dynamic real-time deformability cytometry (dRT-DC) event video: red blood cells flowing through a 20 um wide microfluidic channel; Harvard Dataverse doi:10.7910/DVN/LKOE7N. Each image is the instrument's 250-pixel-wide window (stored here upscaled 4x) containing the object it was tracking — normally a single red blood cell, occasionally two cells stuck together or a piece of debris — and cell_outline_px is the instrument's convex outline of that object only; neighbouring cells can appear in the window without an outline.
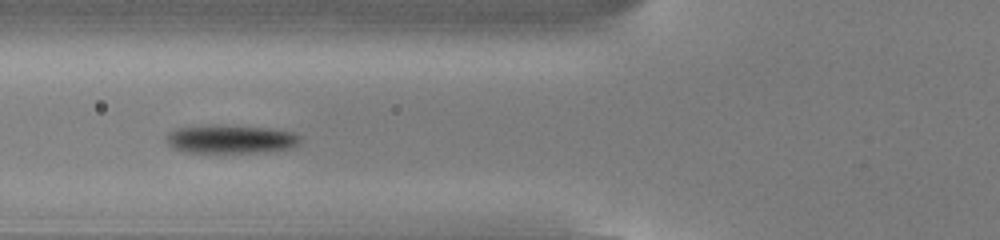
{"species": "common noctule bat (a hibernating species)", "species_latin": "Nyctalus noctula", "temperature_condition": "cold", "stored_images_in_passage": 32, "camera_frame_rate_fps": 3000, "um_per_image_px": 0.085, "animal": {"sex": "male", "body_mass_g": 13.0, "forearm_length_mm": 53.1}, "frame": {"image": 1, "passage_image": 6, "time_ms": 1.667, "image_size_px": [1000, 240], "cell_outline_px": [[300, 144], [292, 148], [268, 152], [184, 152], [172, 148], [168, 144], [164, 136], [168, 132], [176, 128], [208, 124], [224, 124], [272, 128], [292, 132], [300, 136]], "centroid_in_image_um": [19.59, 11.81], "position_along_channel_um": 106.2, "area_um2": 22.89}}
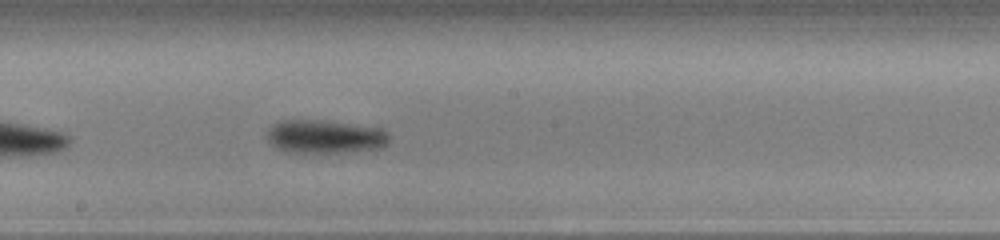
{"frame": {"image": 2, "passage_image": 15, "time_ms": 4.667, "image_size_px": [1000, 240], "cell_outline_px": [[388, 140], [380, 148], [340, 152], [288, 152], [276, 148], [268, 140], [268, 132], [272, 124], [280, 120], [324, 120], [356, 124], [376, 128], [384, 132], [388, 136]], "centroid_in_image_um": [27.55, 11.6], "position_along_channel_um": 220.6, "area_um2": 23.41}}
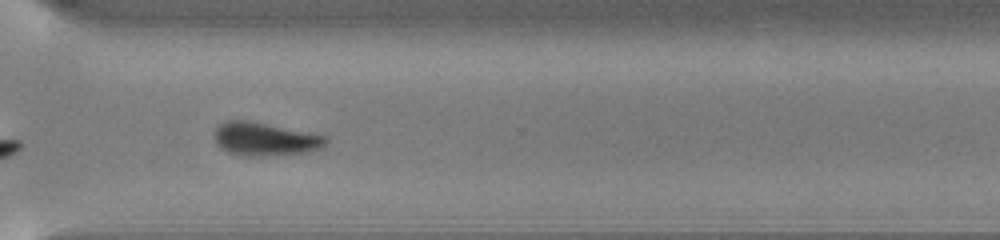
{"frame": {"image": 3, "passage_image": 25, "time_ms": 8.0, "image_size_px": [1000, 240], "cell_outline_px": [[328, 144], [324, 148], [304, 152], [260, 156], [240, 156], [228, 152], [220, 148], [216, 144], [216, 128], [220, 124], [228, 120], [244, 120], [268, 124], [328, 136]], "centroid_in_image_um": [22.55, 11.83], "position_along_channel_um": 348.0, "area_um2": 21.56}, "authors_computed_cell_mechanics": {"area_um2": 22.4264, "velocity_mm_per_s": 3.8226, "shape_relaxation_time_tau1_ms": 1.7394, "shape_relaxation_time_tau2_ms": null, "deformation_change_tau1": 0.127, "deformation_change_tau2": null}}